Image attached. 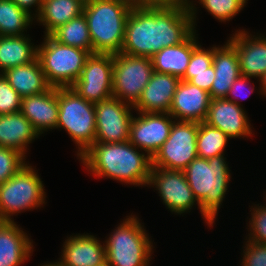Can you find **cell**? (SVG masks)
<instances>
[{"mask_svg":"<svg viewBox=\"0 0 266 266\" xmlns=\"http://www.w3.org/2000/svg\"><path fill=\"white\" fill-rule=\"evenodd\" d=\"M194 31L188 8L135 3L120 53L151 58L163 48L185 41Z\"/></svg>","mask_w":266,"mask_h":266,"instance_id":"cell-1","label":"cell"},{"mask_svg":"<svg viewBox=\"0 0 266 266\" xmlns=\"http://www.w3.org/2000/svg\"><path fill=\"white\" fill-rule=\"evenodd\" d=\"M90 175L146 187L152 159L129 141L94 143L79 158Z\"/></svg>","mask_w":266,"mask_h":266,"instance_id":"cell-2","label":"cell"},{"mask_svg":"<svg viewBox=\"0 0 266 266\" xmlns=\"http://www.w3.org/2000/svg\"><path fill=\"white\" fill-rule=\"evenodd\" d=\"M225 155L209 159L195 158L183 170L186 180L201 209L204 223L215 224L218 211L229 192L231 170Z\"/></svg>","mask_w":266,"mask_h":266,"instance_id":"cell-3","label":"cell"},{"mask_svg":"<svg viewBox=\"0 0 266 266\" xmlns=\"http://www.w3.org/2000/svg\"><path fill=\"white\" fill-rule=\"evenodd\" d=\"M132 0H90L83 6L92 42V54L120 53Z\"/></svg>","mask_w":266,"mask_h":266,"instance_id":"cell-4","label":"cell"},{"mask_svg":"<svg viewBox=\"0 0 266 266\" xmlns=\"http://www.w3.org/2000/svg\"><path fill=\"white\" fill-rule=\"evenodd\" d=\"M141 219L126 216L104 240L106 262L109 266H149L153 241Z\"/></svg>","mask_w":266,"mask_h":266,"instance_id":"cell-5","label":"cell"},{"mask_svg":"<svg viewBox=\"0 0 266 266\" xmlns=\"http://www.w3.org/2000/svg\"><path fill=\"white\" fill-rule=\"evenodd\" d=\"M58 106L56 129H65L78 148L76 156L79 159L95 143V104L86 101L71 87H58Z\"/></svg>","mask_w":266,"mask_h":266,"instance_id":"cell-6","label":"cell"},{"mask_svg":"<svg viewBox=\"0 0 266 266\" xmlns=\"http://www.w3.org/2000/svg\"><path fill=\"white\" fill-rule=\"evenodd\" d=\"M35 169L28 161L14 176L0 184V221L13 222V216L18 213L44 207L46 189Z\"/></svg>","mask_w":266,"mask_h":266,"instance_id":"cell-7","label":"cell"},{"mask_svg":"<svg viewBox=\"0 0 266 266\" xmlns=\"http://www.w3.org/2000/svg\"><path fill=\"white\" fill-rule=\"evenodd\" d=\"M38 45V60L47 82L53 87H70L79 77L90 52L64 45L44 35Z\"/></svg>","mask_w":266,"mask_h":266,"instance_id":"cell-8","label":"cell"},{"mask_svg":"<svg viewBox=\"0 0 266 266\" xmlns=\"http://www.w3.org/2000/svg\"><path fill=\"white\" fill-rule=\"evenodd\" d=\"M154 72L149 57L127 54L113 55L112 94L122 102L134 106Z\"/></svg>","mask_w":266,"mask_h":266,"instance_id":"cell-9","label":"cell"},{"mask_svg":"<svg viewBox=\"0 0 266 266\" xmlns=\"http://www.w3.org/2000/svg\"><path fill=\"white\" fill-rule=\"evenodd\" d=\"M198 122L175 120L169 137L152 158V167L183 171L197 155Z\"/></svg>","mask_w":266,"mask_h":266,"instance_id":"cell-10","label":"cell"},{"mask_svg":"<svg viewBox=\"0 0 266 266\" xmlns=\"http://www.w3.org/2000/svg\"><path fill=\"white\" fill-rule=\"evenodd\" d=\"M147 186L154 187L158 191L163 204L171 213L183 216L185 213H190L196 204L201 213L199 203L183 171L151 167Z\"/></svg>","mask_w":266,"mask_h":266,"instance_id":"cell-11","label":"cell"},{"mask_svg":"<svg viewBox=\"0 0 266 266\" xmlns=\"http://www.w3.org/2000/svg\"><path fill=\"white\" fill-rule=\"evenodd\" d=\"M112 80L113 54L93 53L70 87L86 101L96 104L113 97Z\"/></svg>","mask_w":266,"mask_h":266,"instance_id":"cell-12","label":"cell"},{"mask_svg":"<svg viewBox=\"0 0 266 266\" xmlns=\"http://www.w3.org/2000/svg\"><path fill=\"white\" fill-rule=\"evenodd\" d=\"M133 110V106L116 97L96 103L95 143L128 141Z\"/></svg>","mask_w":266,"mask_h":266,"instance_id":"cell-13","label":"cell"},{"mask_svg":"<svg viewBox=\"0 0 266 266\" xmlns=\"http://www.w3.org/2000/svg\"><path fill=\"white\" fill-rule=\"evenodd\" d=\"M136 113L131 119L128 141L152 159L169 137L175 119L169 113Z\"/></svg>","mask_w":266,"mask_h":266,"instance_id":"cell-14","label":"cell"},{"mask_svg":"<svg viewBox=\"0 0 266 266\" xmlns=\"http://www.w3.org/2000/svg\"><path fill=\"white\" fill-rule=\"evenodd\" d=\"M236 30L228 38L235 47L242 76L259 79L266 73V35Z\"/></svg>","mask_w":266,"mask_h":266,"instance_id":"cell-15","label":"cell"},{"mask_svg":"<svg viewBox=\"0 0 266 266\" xmlns=\"http://www.w3.org/2000/svg\"><path fill=\"white\" fill-rule=\"evenodd\" d=\"M244 107L225 98L211 99L205 123L220 129L231 139L249 138L254 135Z\"/></svg>","mask_w":266,"mask_h":266,"instance_id":"cell-16","label":"cell"},{"mask_svg":"<svg viewBox=\"0 0 266 266\" xmlns=\"http://www.w3.org/2000/svg\"><path fill=\"white\" fill-rule=\"evenodd\" d=\"M58 261L63 266H100L106 262L104 241L89 233L65 239Z\"/></svg>","mask_w":266,"mask_h":266,"instance_id":"cell-17","label":"cell"},{"mask_svg":"<svg viewBox=\"0 0 266 266\" xmlns=\"http://www.w3.org/2000/svg\"><path fill=\"white\" fill-rule=\"evenodd\" d=\"M210 101L208 92L181 80L175 91L169 114L178 121L204 122Z\"/></svg>","mask_w":266,"mask_h":266,"instance_id":"cell-18","label":"cell"},{"mask_svg":"<svg viewBox=\"0 0 266 266\" xmlns=\"http://www.w3.org/2000/svg\"><path fill=\"white\" fill-rule=\"evenodd\" d=\"M180 78L153 72L142 91L138 102L133 106L136 112L169 113Z\"/></svg>","mask_w":266,"mask_h":266,"instance_id":"cell-19","label":"cell"},{"mask_svg":"<svg viewBox=\"0 0 266 266\" xmlns=\"http://www.w3.org/2000/svg\"><path fill=\"white\" fill-rule=\"evenodd\" d=\"M20 112L40 135L56 129L59 113L58 87L51 86L40 94L23 97Z\"/></svg>","mask_w":266,"mask_h":266,"instance_id":"cell-20","label":"cell"},{"mask_svg":"<svg viewBox=\"0 0 266 266\" xmlns=\"http://www.w3.org/2000/svg\"><path fill=\"white\" fill-rule=\"evenodd\" d=\"M19 226L0 221V266H21L32 256L33 240Z\"/></svg>","mask_w":266,"mask_h":266,"instance_id":"cell-21","label":"cell"},{"mask_svg":"<svg viewBox=\"0 0 266 266\" xmlns=\"http://www.w3.org/2000/svg\"><path fill=\"white\" fill-rule=\"evenodd\" d=\"M213 67L215 79L210 97L225 98L231 85L241 76L239 59L235 47L227 40L223 46L214 45Z\"/></svg>","mask_w":266,"mask_h":266,"instance_id":"cell-22","label":"cell"},{"mask_svg":"<svg viewBox=\"0 0 266 266\" xmlns=\"http://www.w3.org/2000/svg\"><path fill=\"white\" fill-rule=\"evenodd\" d=\"M38 137L40 134L20 111L0 115V147L15 149L26 157L30 143Z\"/></svg>","mask_w":266,"mask_h":266,"instance_id":"cell-23","label":"cell"},{"mask_svg":"<svg viewBox=\"0 0 266 266\" xmlns=\"http://www.w3.org/2000/svg\"><path fill=\"white\" fill-rule=\"evenodd\" d=\"M197 30L178 45L163 48L151 57L153 69L182 78L189 64L192 51L199 45Z\"/></svg>","mask_w":266,"mask_h":266,"instance_id":"cell-24","label":"cell"},{"mask_svg":"<svg viewBox=\"0 0 266 266\" xmlns=\"http://www.w3.org/2000/svg\"><path fill=\"white\" fill-rule=\"evenodd\" d=\"M2 74L22 98L40 94L51 87L38 58L26 65L7 69Z\"/></svg>","mask_w":266,"mask_h":266,"instance_id":"cell-25","label":"cell"},{"mask_svg":"<svg viewBox=\"0 0 266 266\" xmlns=\"http://www.w3.org/2000/svg\"><path fill=\"white\" fill-rule=\"evenodd\" d=\"M31 40L29 34L0 36V73L37 59L38 45H34Z\"/></svg>","mask_w":266,"mask_h":266,"instance_id":"cell-26","label":"cell"},{"mask_svg":"<svg viewBox=\"0 0 266 266\" xmlns=\"http://www.w3.org/2000/svg\"><path fill=\"white\" fill-rule=\"evenodd\" d=\"M83 13V5L76 0H42L41 10L35 17L44 26V35H51L60 26Z\"/></svg>","mask_w":266,"mask_h":266,"instance_id":"cell-27","label":"cell"},{"mask_svg":"<svg viewBox=\"0 0 266 266\" xmlns=\"http://www.w3.org/2000/svg\"><path fill=\"white\" fill-rule=\"evenodd\" d=\"M35 18L12 0H0V36L26 35Z\"/></svg>","mask_w":266,"mask_h":266,"instance_id":"cell-28","label":"cell"},{"mask_svg":"<svg viewBox=\"0 0 266 266\" xmlns=\"http://www.w3.org/2000/svg\"><path fill=\"white\" fill-rule=\"evenodd\" d=\"M51 36L61 44L77 47L92 54L88 23L83 13L60 26Z\"/></svg>","mask_w":266,"mask_h":266,"instance_id":"cell-29","label":"cell"},{"mask_svg":"<svg viewBox=\"0 0 266 266\" xmlns=\"http://www.w3.org/2000/svg\"><path fill=\"white\" fill-rule=\"evenodd\" d=\"M228 140H231L220 129L205 122L198 123L197 155L199 158L209 159L225 154Z\"/></svg>","mask_w":266,"mask_h":266,"instance_id":"cell-30","label":"cell"},{"mask_svg":"<svg viewBox=\"0 0 266 266\" xmlns=\"http://www.w3.org/2000/svg\"><path fill=\"white\" fill-rule=\"evenodd\" d=\"M196 1L197 0H193L191 6L189 7L195 30L197 26V10L200 8L197 7L196 3H194ZM247 1L248 0H198L197 3L202 5V8L206 9L213 18L217 19L221 23H224L227 21L229 22L237 16V14L244 9V6L246 7V3H248Z\"/></svg>","mask_w":266,"mask_h":266,"instance_id":"cell-31","label":"cell"},{"mask_svg":"<svg viewBox=\"0 0 266 266\" xmlns=\"http://www.w3.org/2000/svg\"><path fill=\"white\" fill-rule=\"evenodd\" d=\"M27 158L19 151L0 147V184L14 176L24 165Z\"/></svg>","mask_w":266,"mask_h":266,"instance_id":"cell-32","label":"cell"},{"mask_svg":"<svg viewBox=\"0 0 266 266\" xmlns=\"http://www.w3.org/2000/svg\"><path fill=\"white\" fill-rule=\"evenodd\" d=\"M254 204L250 209L249 228L247 241L266 244V203L264 205ZM249 236V237H248Z\"/></svg>","mask_w":266,"mask_h":266,"instance_id":"cell-33","label":"cell"},{"mask_svg":"<svg viewBox=\"0 0 266 266\" xmlns=\"http://www.w3.org/2000/svg\"><path fill=\"white\" fill-rule=\"evenodd\" d=\"M22 97L10 86L7 79L0 73V115L20 111Z\"/></svg>","mask_w":266,"mask_h":266,"instance_id":"cell-34","label":"cell"},{"mask_svg":"<svg viewBox=\"0 0 266 266\" xmlns=\"http://www.w3.org/2000/svg\"><path fill=\"white\" fill-rule=\"evenodd\" d=\"M214 45L210 48H202L199 44L193 51L185 73L209 72L213 64Z\"/></svg>","mask_w":266,"mask_h":266,"instance_id":"cell-35","label":"cell"},{"mask_svg":"<svg viewBox=\"0 0 266 266\" xmlns=\"http://www.w3.org/2000/svg\"><path fill=\"white\" fill-rule=\"evenodd\" d=\"M244 243L240 266H266V244L247 240Z\"/></svg>","mask_w":266,"mask_h":266,"instance_id":"cell-36","label":"cell"},{"mask_svg":"<svg viewBox=\"0 0 266 266\" xmlns=\"http://www.w3.org/2000/svg\"><path fill=\"white\" fill-rule=\"evenodd\" d=\"M252 78L251 77H245V76H240L238 79L235 80V82L231 85L230 90L228 91L225 99L230 100L231 102L236 103L238 106L243 107V105L238 101V99H242L243 97L246 96V98L248 97V95H250L251 93H253L256 90H259V94H261L260 92V87L255 88V85H251L254 84V82L251 81ZM251 82V83H250ZM247 86V90L245 91V96H241L242 93H244L242 90L245 89V87ZM252 86V87H251ZM241 93V94H240ZM242 97V98H241ZM243 100V99H242Z\"/></svg>","mask_w":266,"mask_h":266,"instance_id":"cell-37","label":"cell"},{"mask_svg":"<svg viewBox=\"0 0 266 266\" xmlns=\"http://www.w3.org/2000/svg\"><path fill=\"white\" fill-rule=\"evenodd\" d=\"M215 79V70L213 65L209 67V72L185 73L181 80L188 81L194 86L210 93L213 81Z\"/></svg>","mask_w":266,"mask_h":266,"instance_id":"cell-38","label":"cell"},{"mask_svg":"<svg viewBox=\"0 0 266 266\" xmlns=\"http://www.w3.org/2000/svg\"><path fill=\"white\" fill-rule=\"evenodd\" d=\"M18 7L24 9L34 18L39 14L41 10L42 0H12ZM35 10L33 12V10ZM35 8V9H34Z\"/></svg>","mask_w":266,"mask_h":266,"instance_id":"cell-39","label":"cell"},{"mask_svg":"<svg viewBox=\"0 0 266 266\" xmlns=\"http://www.w3.org/2000/svg\"><path fill=\"white\" fill-rule=\"evenodd\" d=\"M193 0H144V4L149 6H180L188 8Z\"/></svg>","mask_w":266,"mask_h":266,"instance_id":"cell-40","label":"cell"},{"mask_svg":"<svg viewBox=\"0 0 266 266\" xmlns=\"http://www.w3.org/2000/svg\"><path fill=\"white\" fill-rule=\"evenodd\" d=\"M259 85L261 95L266 97V73L259 79Z\"/></svg>","mask_w":266,"mask_h":266,"instance_id":"cell-41","label":"cell"},{"mask_svg":"<svg viewBox=\"0 0 266 266\" xmlns=\"http://www.w3.org/2000/svg\"><path fill=\"white\" fill-rule=\"evenodd\" d=\"M56 262H47L42 264L41 266H63L58 260H55Z\"/></svg>","mask_w":266,"mask_h":266,"instance_id":"cell-42","label":"cell"},{"mask_svg":"<svg viewBox=\"0 0 266 266\" xmlns=\"http://www.w3.org/2000/svg\"><path fill=\"white\" fill-rule=\"evenodd\" d=\"M80 2L83 6H85L90 0H76Z\"/></svg>","mask_w":266,"mask_h":266,"instance_id":"cell-43","label":"cell"},{"mask_svg":"<svg viewBox=\"0 0 266 266\" xmlns=\"http://www.w3.org/2000/svg\"><path fill=\"white\" fill-rule=\"evenodd\" d=\"M134 1L135 3H143L144 4V0H132Z\"/></svg>","mask_w":266,"mask_h":266,"instance_id":"cell-44","label":"cell"},{"mask_svg":"<svg viewBox=\"0 0 266 266\" xmlns=\"http://www.w3.org/2000/svg\"><path fill=\"white\" fill-rule=\"evenodd\" d=\"M100 266H109V264L107 262L103 263L102 265Z\"/></svg>","mask_w":266,"mask_h":266,"instance_id":"cell-45","label":"cell"}]
</instances>
